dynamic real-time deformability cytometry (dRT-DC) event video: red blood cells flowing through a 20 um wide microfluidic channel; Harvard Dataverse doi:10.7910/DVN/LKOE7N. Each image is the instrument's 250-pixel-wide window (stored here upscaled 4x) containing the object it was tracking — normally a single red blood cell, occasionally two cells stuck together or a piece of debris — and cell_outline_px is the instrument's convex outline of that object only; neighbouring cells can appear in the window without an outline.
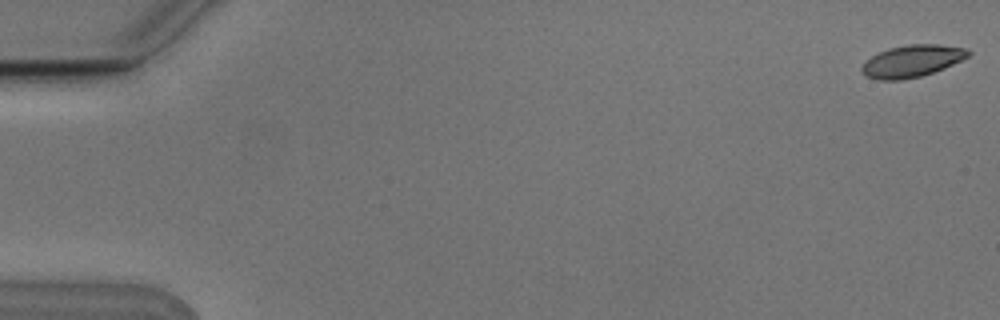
{"species": "Egyptian fruit bat (a non-hibernating species)", "species_latin": "Rousettus aegyptiacus", "temperature_condition": "cold", "stored_images_in_passage": 7, "camera_frame_rate_fps": 3000, "um_per_image_px": 0.085, "animal": {"sex": "male"}, "frame": {"image": 1, "passage_image": 1, "time_ms": 0.0, "image_size_px": [1000, 320], "cell_outline_px": [[972, 52], [968, 56], [944, 68], [920, 76], [900, 80], [880, 80], [864, 76], [860, 72], [860, 68], [872, 56], [888, 48], [908, 44], [940, 44], [968, 48]], "centroid_in_image_um": [77.51, 5.18], "position_along_channel_um": 7.5, "area_um2": 19.83}}